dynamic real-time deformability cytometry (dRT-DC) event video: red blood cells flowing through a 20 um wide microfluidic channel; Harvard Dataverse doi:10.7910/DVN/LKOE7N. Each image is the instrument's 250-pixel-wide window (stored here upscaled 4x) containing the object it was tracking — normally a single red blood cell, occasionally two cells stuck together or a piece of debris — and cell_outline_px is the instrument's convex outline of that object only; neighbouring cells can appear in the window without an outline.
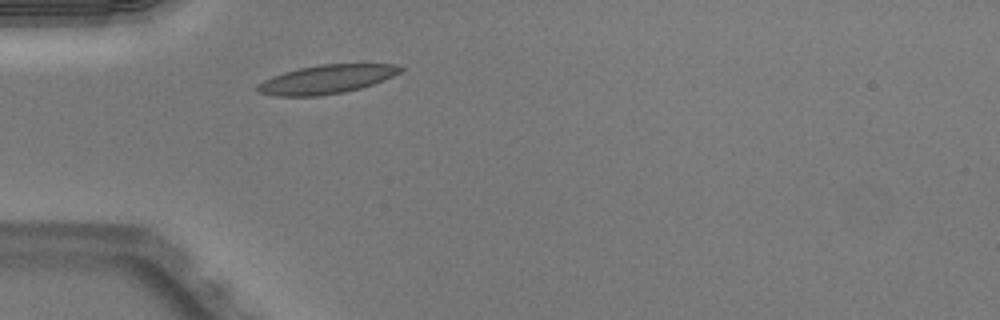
{"species": "Egyptian fruit bat (a non-hibernating species)", "species_latin": "Rousettus aegyptiacus", "temperature_condition": "warm", "stored_images_in_passage": 36, "camera_frame_rate_fps": 3000, "um_per_image_px": 0.085, "animal": {"sex": "male"}, "frame": {"image": 1, "passage_image": 1, "time_ms": 0.0, "image_size_px": [1000, 320], "cell_outline_px": [[404, 68], [400, 72], [384, 80], [360, 88], [344, 92], [316, 96], [272, 96], [256, 92], [256, 84], [272, 76], [284, 72], [300, 68], [320, 64], [392, 64]], "centroid_in_image_um": [27.69, 6.75], "position_along_channel_um": 57.3, "area_um2": 23.87}}
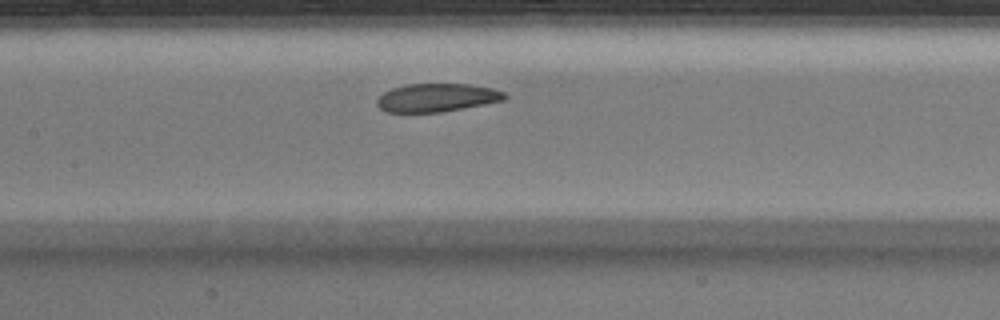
{"frame": {"image": 2, "passage_image": 10, "time_ms": 3.0, "image_size_px": [1000, 320], "cell_outline_px": [[508, 96], [504, 100], [484, 104], [440, 112], [384, 112], [376, 104], [376, 100], [384, 92], [392, 88], [408, 84], [468, 84], [492, 88], [504, 92]], "centroid_in_image_um": [37.11, 8.3], "position_along_channel_um": 170.3, "area_um2": 20.92}}
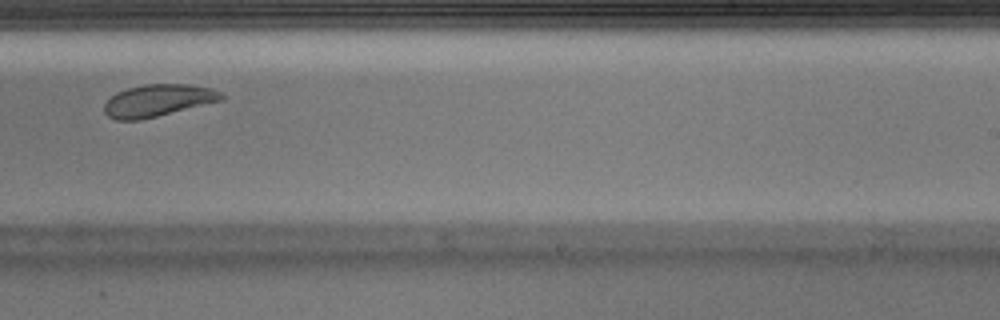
{"frame": {"image": 3, "passage_image": 18, "time_ms": 5.667, "image_size_px": [1000, 320], "cell_outline_px": [[224, 100], [140, 120], [116, 120], [108, 116], [104, 112], [104, 104], [116, 92], [128, 88], [144, 84], [192, 84], [212, 88], [220, 92], [224, 96]], "centroid_in_image_um": [13.44, 8.53], "position_along_channel_um": 275.6, "area_um2": 21.96}, "authors_computed_cell_mechanics": {"area_um2": 22.9466, "velocity_mm_per_s": 3.9638, "shape_relaxation_time_tau1_ms": 5.2807, "shape_relaxation_time_tau2_ms": 3.5899, "deformation_change_tau1": 0.1364, "deformation_change_tau2": 0.1011}}